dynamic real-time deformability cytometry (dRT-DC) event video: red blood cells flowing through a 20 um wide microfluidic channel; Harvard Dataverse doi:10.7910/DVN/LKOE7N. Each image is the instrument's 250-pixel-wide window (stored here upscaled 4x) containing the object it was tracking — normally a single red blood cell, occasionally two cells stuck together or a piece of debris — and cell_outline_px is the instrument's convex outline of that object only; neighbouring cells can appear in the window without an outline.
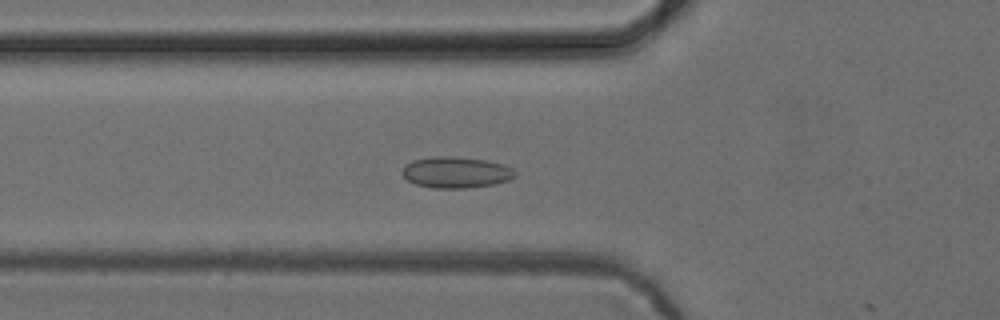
{"species": "common noctule bat (a hibernating species)", "species_latin": "Nyctalus noctula", "temperature_condition": "cold", "stored_images_in_passage": 10, "camera_frame_rate_fps": 3000, "um_per_image_px": 0.085, "animal": {"sex": "female", "body_mass_g": 24.6, "forearm_length_mm": 56.2}, "frame": {"image": 1, "passage_image": 9, "time_ms": 2.667, "image_size_px": [1000, 320], "cell_outline_px": [[516, 176], [508, 180], [496, 184], [464, 188], [432, 188], [416, 184], [408, 180], [400, 172], [404, 164], [412, 160], [432, 156], [456, 156], [484, 160], [504, 164], [512, 168], [516, 172]], "centroid_in_image_um": [38.74, 14.64], "position_along_channel_um": 87.1, "area_um2": 20.75}}